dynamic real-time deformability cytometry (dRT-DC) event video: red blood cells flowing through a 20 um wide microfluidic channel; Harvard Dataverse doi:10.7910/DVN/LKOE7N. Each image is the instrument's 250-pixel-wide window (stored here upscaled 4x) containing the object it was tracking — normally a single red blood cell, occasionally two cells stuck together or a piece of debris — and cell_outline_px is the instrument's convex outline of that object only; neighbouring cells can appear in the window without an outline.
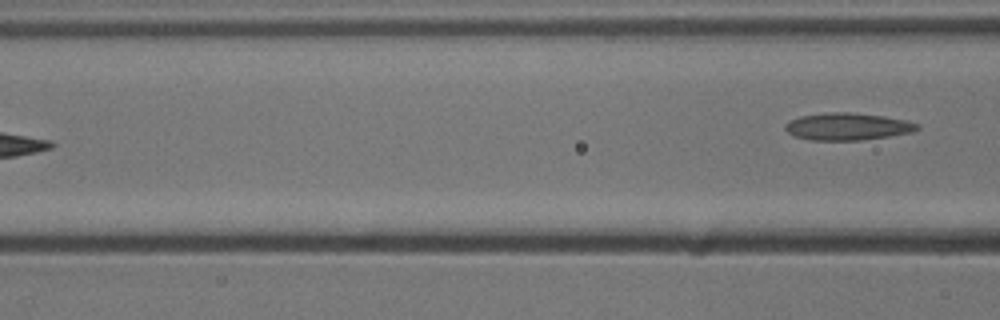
{"species": "common noctule bat (a hibernating species)", "species_latin": "Nyctalus noctula", "temperature_condition": "cold", "stored_images_in_passage": 6, "camera_frame_rate_fps": 3000, "um_per_image_px": 0.085, "animal": {"sex": "male", "body_mass_g": 13.3}, "frame": {"image": 1, "passage_image": 6, "time_ms": 1.667, "image_size_px": [1000, 320], "cell_outline_px": [[920, 128], [912, 132], [864, 140], [808, 140], [792, 136], [784, 128], [784, 124], [788, 120], [800, 116], [828, 112], [852, 112], [884, 116], [904, 120], [920, 124]], "centroid_in_image_um": [71.99, 10.75], "position_along_channel_um": 94.6, "area_um2": 21.15}}